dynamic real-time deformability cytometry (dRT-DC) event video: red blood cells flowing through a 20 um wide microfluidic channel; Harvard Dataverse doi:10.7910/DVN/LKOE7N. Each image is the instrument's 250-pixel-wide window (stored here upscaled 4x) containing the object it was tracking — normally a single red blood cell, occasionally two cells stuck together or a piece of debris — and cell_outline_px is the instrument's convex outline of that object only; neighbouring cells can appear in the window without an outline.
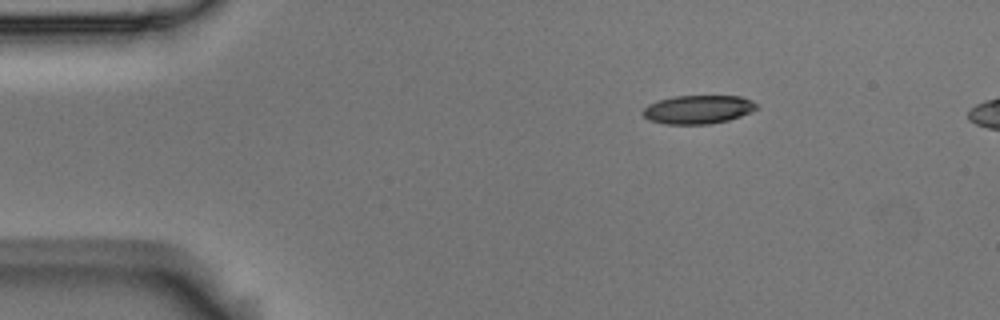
{"species": "Egyptian fruit bat (a non-hibernating species)", "species_latin": "Rousettus aegyptiacus", "temperature_condition": "room temperature", "stored_images_in_passage": 2, "camera_frame_rate_fps": 3000, "um_per_image_px": 0.085, "animal": {"sex": "male"}, "frame": {"image": 1, "passage_image": 2, "time_ms": 0.333, "image_size_px": [1000, 320], "cell_outline_px": [[756, 108], [740, 116], [728, 120], [708, 124], [664, 124], [648, 120], [640, 112], [648, 104], [660, 100], [676, 96], [740, 96], [752, 100], [756, 104]], "centroid_in_image_um": [59.28, 9.31], "position_along_channel_um": 25.7, "area_um2": 18.79}}